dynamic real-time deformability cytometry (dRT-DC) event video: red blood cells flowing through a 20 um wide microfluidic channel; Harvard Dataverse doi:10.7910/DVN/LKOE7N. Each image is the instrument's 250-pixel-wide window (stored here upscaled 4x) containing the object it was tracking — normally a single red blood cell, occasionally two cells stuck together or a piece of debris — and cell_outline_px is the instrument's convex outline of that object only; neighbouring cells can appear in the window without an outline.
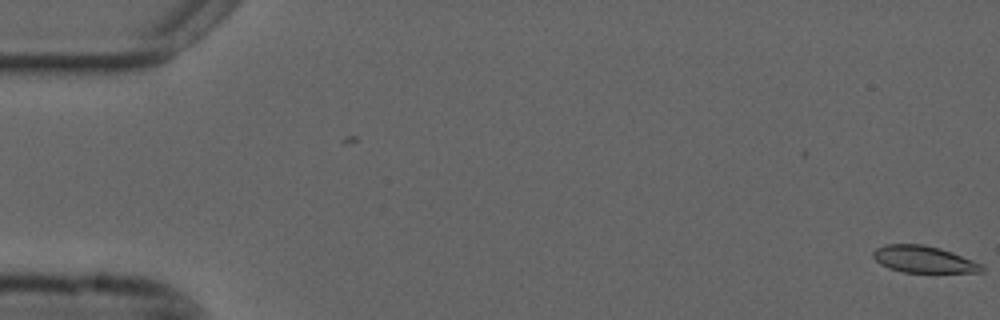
{"species": "common noctule bat (a hibernating species)", "species_latin": "Nyctalus noctula", "temperature_condition": "cold", "stored_images_in_passage": 2, "camera_frame_rate_fps": 3000, "um_per_image_px": 0.085, "animal": {"sex": "male", "forearm_length_mm": 52.5}, "frame": {"image": 1, "passage_image": 2, "time_ms": 0.333, "image_size_px": [1000, 320], "cell_outline_px": [[984, 272], [904, 272], [888, 268], [880, 264], [872, 256], [872, 252], [876, 248], [884, 244], [924, 244], [940, 248], [952, 252], [984, 264]], "centroid_in_image_um": [78.52, 22.03], "position_along_channel_um": 6.5, "area_um2": 17.11}}